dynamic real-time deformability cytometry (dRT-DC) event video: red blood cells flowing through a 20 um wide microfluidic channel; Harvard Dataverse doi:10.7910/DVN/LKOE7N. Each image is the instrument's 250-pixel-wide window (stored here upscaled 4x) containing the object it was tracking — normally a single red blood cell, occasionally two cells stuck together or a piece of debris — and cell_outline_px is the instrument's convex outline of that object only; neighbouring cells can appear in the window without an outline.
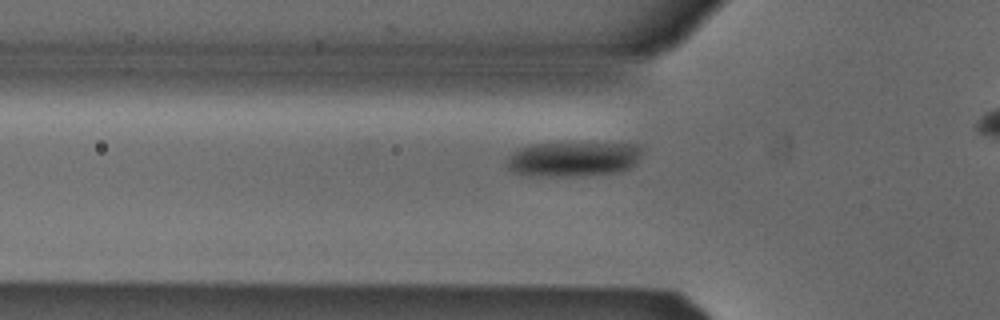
{"species": "Egyptian fruit bat (a non-hibernating species)", "species_latin": "Rousettus aegyptiacus", "temperature_condition": "cold", "stored_images_in_passage": 33, "camera_frame_rate_fps": 3000, "um_per_image_px": 0.085, "animal": {"sex": "male"}, "frame": {"image": 1, "passage_image": 7, "time_ms": 2.0, "image_size_px": [1000, 320], "cell_outline_px": [[644, 148], [636, 164], [620, 172], [568, 176], [548, 176], [512, 172], [508, 168], [508, 156], [520, 148], [528, 144], [564, 140], [640, 144]], "centroid_in_image_um": [48.79, 13.44], "position_along_channel_um": 77.0, "area_um2": 28.67}}
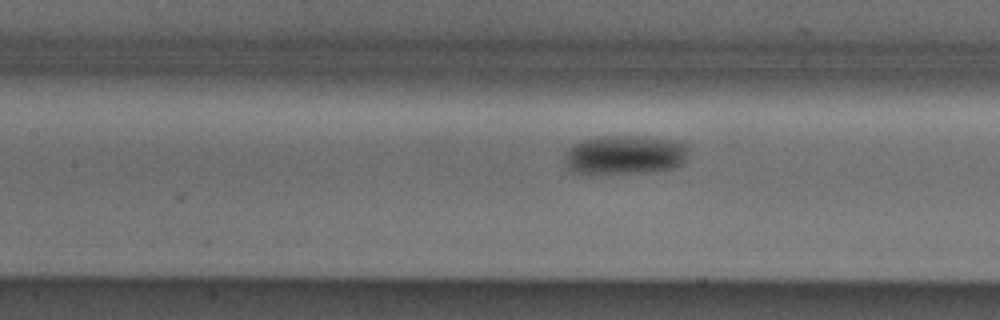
{"frame": {"image": 2, "passage_image": 13, "time_ms": 4.0, "image_size_px": [1000, 320], "cell_outline_px": [[688, 148], [684, 160], [680, 164], [672, 168], [644, 172], [576, 172], [568, 168], [564, 160], [564, 156], [568, 148], [572, 144], [596, 136], [648, 136], [672, 140], [688, 144]], "centroid_in_image_um": [53.1, 13.12], "position_along_channel_um": 154.3, "area_um2": 27.86}}
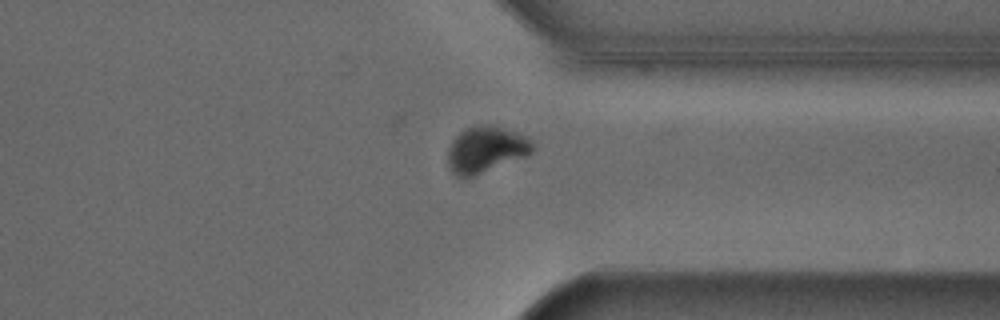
{"frame": {"image": 3, "passage_image": 30, "time_ms": 9.667, "image_size_px": [1000, 320], "cell_outline_px": [[532, 152], [524, 156], [472, 176], [456, 176], [448, 168], [448, 148], [452, 140], [464, 128], [480, 124], [492, 124], [528, 136], [532, 144]], "centroid_in_image_um": [41.26, 12.67], "position_along_channel_um": 370.1, "area_um2": 22.6}}